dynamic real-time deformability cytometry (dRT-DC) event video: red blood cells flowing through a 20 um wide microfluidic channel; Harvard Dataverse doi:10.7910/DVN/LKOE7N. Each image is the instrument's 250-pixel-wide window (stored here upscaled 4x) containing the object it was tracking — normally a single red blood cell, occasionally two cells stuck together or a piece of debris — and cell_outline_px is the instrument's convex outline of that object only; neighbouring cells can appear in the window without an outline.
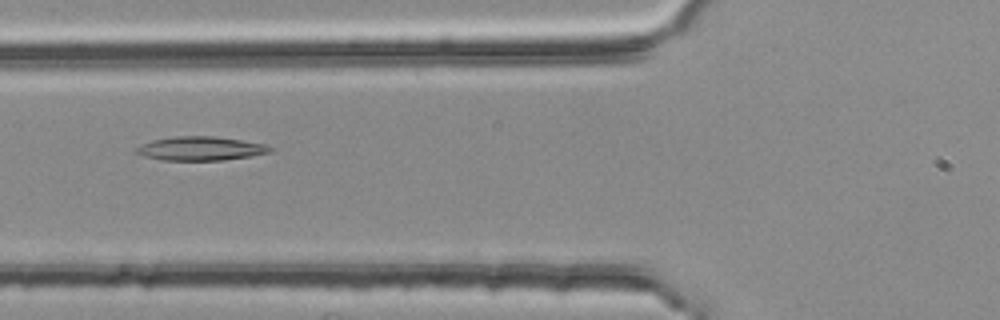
{"species": "common noctule bat (a hibernating species)", "species_latin": "Nyctalus noctula", "temperature_condition": "room temperature", "stored_images_in_passage": 5, "camera_frame_rate_fps": 3000, "um_per_image_px": 0.085, "animal": {"sex": "female", "body_mass_g": 25.1}, "frame": {"image": 1, "passage_image": 5, "time_ms": 1.333, "image_size_px": [1000, 320], "cell_outline_px": [[276, 148], [272, 152], [252, 156], [224, 160], [160, 160], [144, 156], [132, 152], [132, 148], [140, 144], [152, 140], [176, 136], [212, 136], [240, 140], [264, 144]], "centroid_in_image_um": [17.01, 12.63], "position_along_channel_um": 108.8, "area_um2": 18.9}}